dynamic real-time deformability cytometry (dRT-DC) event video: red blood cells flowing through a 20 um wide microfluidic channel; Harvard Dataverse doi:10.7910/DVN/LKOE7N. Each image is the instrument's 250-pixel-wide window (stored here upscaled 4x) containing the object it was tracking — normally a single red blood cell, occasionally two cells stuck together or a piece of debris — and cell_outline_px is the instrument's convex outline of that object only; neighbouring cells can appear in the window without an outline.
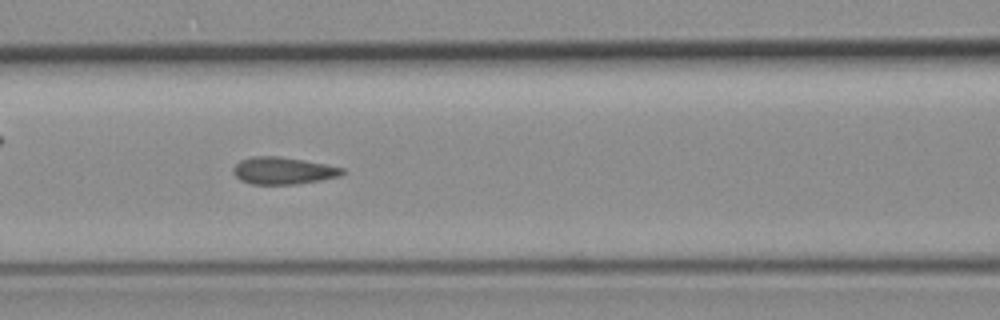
{"species": "common noctule bat (a hibernating species)", "species_latin": "Nyctalus noctula", "temperature_condition": "room temperature", "stored_images_in_passage": 9, "segment_of_instrument_passage": [1, 2], "camera_frame_rate_fps": 3000, "um_per_image_px": 0.085, "animal": {"sex": "female", "body_mass_g": 19.3, "forearm_length_mm": 54.1}, "frame": {"image": 1, "passage_image": 6, "time_ms": 5.667, "image_size_px": [1000, 320], "cell_outline_px": [[348, 172], [340, 176], [320, 180], [296, 184], [252, 184], [240, 180], [232, 172], [232, 168], [240, 160], [252, 156], [280, 156], [304, 160], [344, 168]], "centroid_in_image_um": [24.07, 14.5], "position_along_channel_um": 142.5, "area_um2": 17.34}}
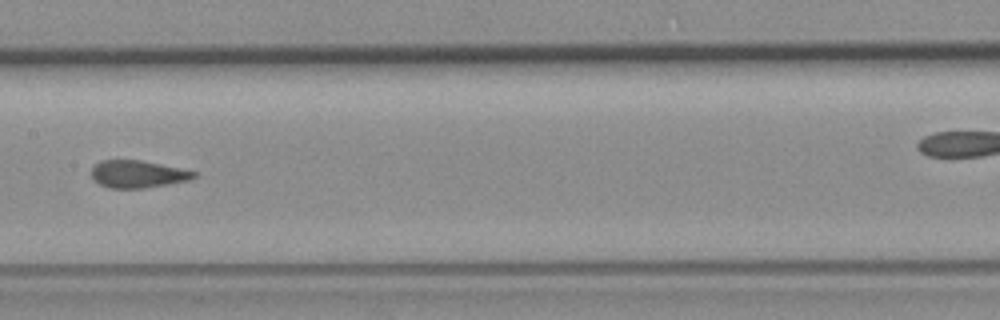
{"frame": {"image": 2, "passage_image": 7, "time_ms": 7.0, "image_size_px": [1000, 320], "cell_outline_px": [[200, 172], [192, 180], [144, 188], [108, 188], [92, 180], [92, 168], [100, 160], [140, 160]], "centroid_in_image_um": [11.74, 14.8], "position_along_channel_um": 195.7, "area_um2": 16.47}}
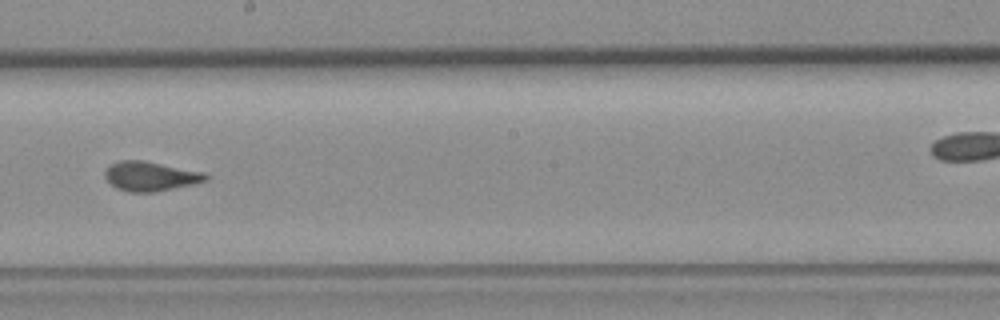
{"frame": {"image": 3, "passage_image": 8, "time_ms": 8.0, "image_size_px": [1000, 320], "cell_outline_px": [[208, 180], [192, 184], [156, 192], [128, 192], [116, 188], [104, 176], [104, 172], [108, 164], [120, 160], [144, 160], [204, 172], [208, 176]], "centroid_in_image_um": [12.76, 14.97], "position_along_channel_um": 235.4, "area_um2": 17.4}}